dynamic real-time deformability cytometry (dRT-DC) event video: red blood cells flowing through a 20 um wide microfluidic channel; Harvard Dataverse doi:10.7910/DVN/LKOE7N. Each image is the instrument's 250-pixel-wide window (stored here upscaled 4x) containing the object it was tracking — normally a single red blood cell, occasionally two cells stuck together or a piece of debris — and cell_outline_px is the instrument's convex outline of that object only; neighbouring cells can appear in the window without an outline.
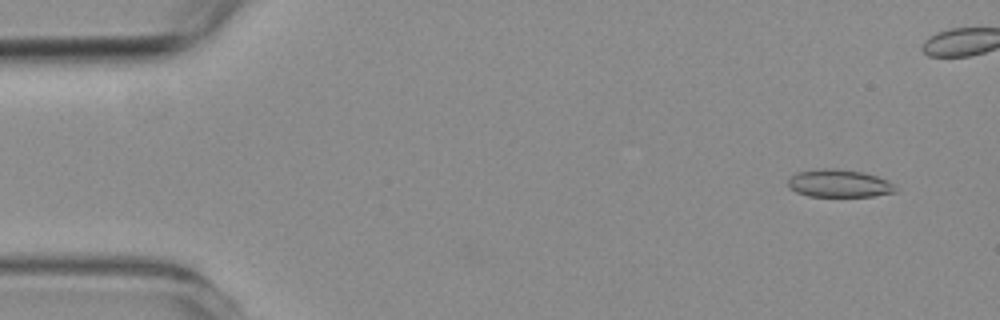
{"species": "common noctule bat (a hibernating species)", "species_latin": "Nyctalus noctula", "temperature_condition": "room temperature", "stored_images_in_passage": 46, "camera_frame_rate_fps": 3000, "um_per_image_px": 0.085, "animal": {"sex": "female", "body_mass_g": 19.3, "forearm_length_mm": 54.1}, "frame": {"image": 1, "passage_image": 4, "time_ms": 1.0, "image_size_px": [1000, 320], "cell_outline_px": [[896, 192], [872, 196], [808, 196], [796, 192], [788, 188], [788, 180], [796, 172], [820, 168], [832, 168], [860, 172], [876, 176], [888, 180], [896, 188]], "centroid_in_image_um": [71.28, 15.59], "position_along_channel_um": 13.7, "area_um2": 17.28}}
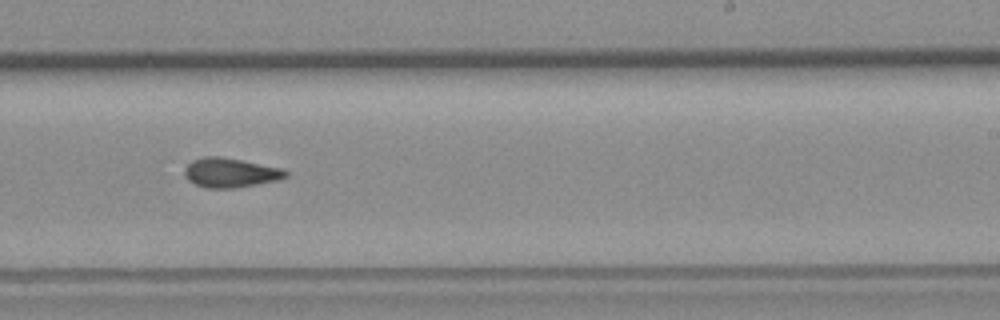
{"frame": {"image": 2, "passage_image": 33, "time_ms": 10.667, "image_size_px": [1000, 320], "cell_outline_px": [[288, 176], [276, 180], [256, 184], [232, 188], [204, 188], [188, 180], [184, 172], [184, 168], [192, 160], [204, 156], [220, 156], [280, 168], [288, 172]], "centroid_in_image_um": [19.53, 14.68], "position_along_channel_um": 269.5, "area_um2": 17.11}}
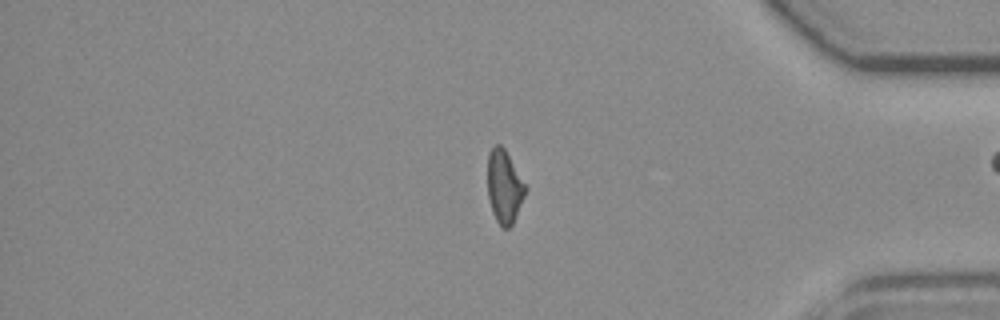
{"frame": {"image": 3, "passage_image": 45, "time_ms": 14.667, "image_size_px": [1000, 320], "cell_outline_px": [[528, 188], [516, 216], [512, 224], [508, 228], [504, 228], [496, 220], [492, 212], [488, 196], [488, 152], [496, 144], [500, 144], [504, 148]], "centroid_in_image_um": [42.87, 15.86], "position_along_channel_um": 392.3, "area_um2": 16.01}}